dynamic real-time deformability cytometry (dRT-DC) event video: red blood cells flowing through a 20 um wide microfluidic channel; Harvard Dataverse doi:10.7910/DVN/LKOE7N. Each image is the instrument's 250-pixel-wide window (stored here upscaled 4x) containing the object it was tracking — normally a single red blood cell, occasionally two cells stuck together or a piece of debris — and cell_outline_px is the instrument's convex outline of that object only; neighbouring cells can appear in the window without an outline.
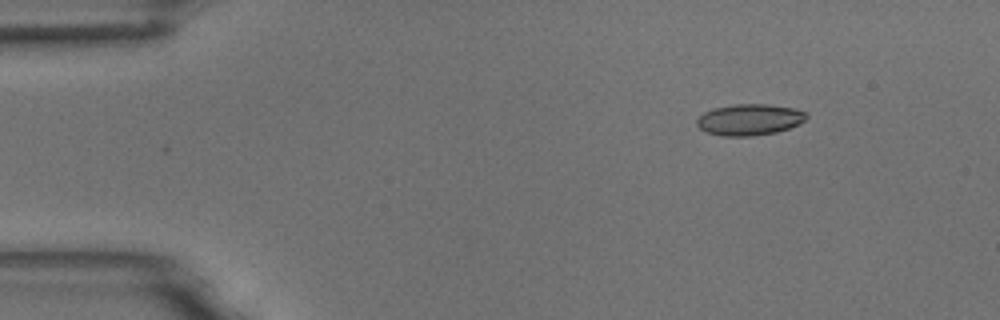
{"species": "common noctule bat (a hibernating species)", "species_latin": "Nyctalus noctula", "temperature_condition": "room temperature", "stored_images_in_passage": 7, "camera_frame_rate_fps": 3000, "um_per_image_px": 0.085, "animal": {"sex": "male", "body_mass_g": 18.8}, "frame": {"image": 1, "passage_image": 2, "time_ms": 0.333, "image_size_px": [1000, 320], "cell_outline_px": [[808, 116], [804, 120], [788, 128], [776, 132], [752, 136], [724, 136], [708, 132], [700, 128], [696, 124], [696, 120], [704, 112], [712, 108], [736, 104], [768, 104], [792, 108], [808, 112]], "centroid_in_image_um": [63.69, 10.16], "position_along_channel_um": 21.3, "area_um2": 19.83}}
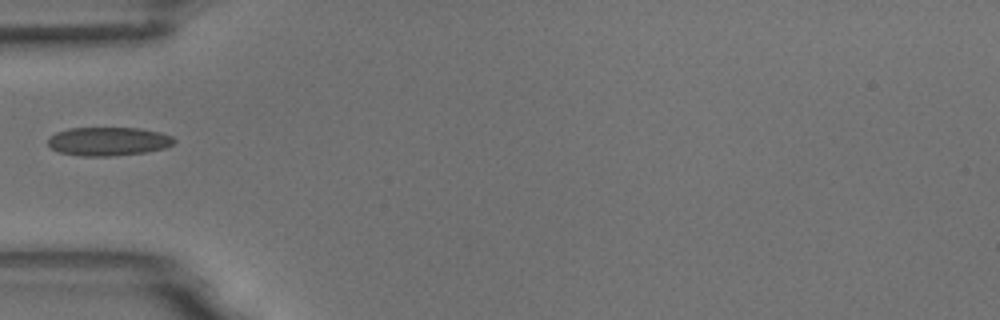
{"frame": {"image": 2, "passage_image": 5, "time_ms": 1.333, "image_size_px": [1000, 320], "cell_outline_px": [[176, 140], [172, 144], [164, 148], [144, 152], [112, 156], [80, 156], [60, 152], [52, 148], [48, 144], [48, 140], [56, 132], [68, 128], [136, 128], [160, 132], [172, 136]], "centroid_in_image_um": [9.2, 12.01], "position_along_channel_um": 75.8, "area_um2": 20.87}}